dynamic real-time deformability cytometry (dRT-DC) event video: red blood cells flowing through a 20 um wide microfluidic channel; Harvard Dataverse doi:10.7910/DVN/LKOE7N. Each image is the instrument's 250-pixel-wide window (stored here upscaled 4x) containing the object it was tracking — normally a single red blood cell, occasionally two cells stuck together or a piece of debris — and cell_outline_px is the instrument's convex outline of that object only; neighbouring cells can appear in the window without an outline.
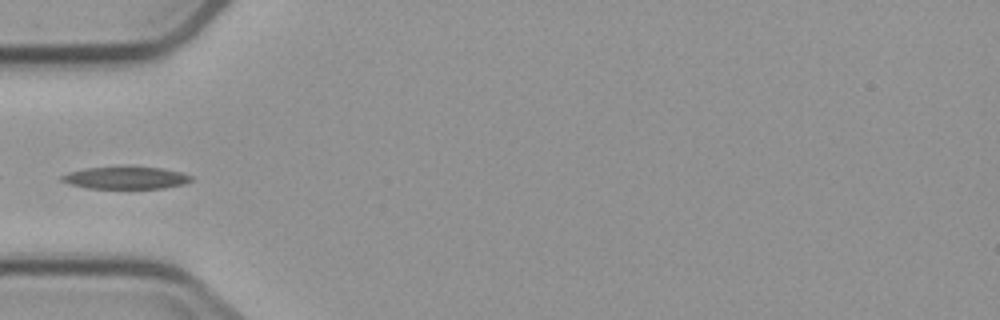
{"species": "common noctule bat (a hibernating species)", "species_latin": "Nyctalus noctula", "temperature_condition": "cold", "stored_images_in_passage": 4, "camera_frame_rate_fps": 3000, "um_per_image_px": 0.085, "animal": {"sex": "male", "body_mass_g": 23.1, "forearm_length_mm": 52.7}, "frame": {"image": 1, "passage_image": 4, "time_ms": 3.667, "image_size_px": [1000, 320], "cell_outline_px": [[192, 180], [184, 184], [164, 188], [88, 188], [72, 184], [60, 180], [60, 176], [68, 172], [88, 168], [160, 168], [180, 172], [192, 176]], "centroid_in_image_um": [10.7, 15.13], "position_along_channel_um": 74.3, "area_um2": 16.24}}